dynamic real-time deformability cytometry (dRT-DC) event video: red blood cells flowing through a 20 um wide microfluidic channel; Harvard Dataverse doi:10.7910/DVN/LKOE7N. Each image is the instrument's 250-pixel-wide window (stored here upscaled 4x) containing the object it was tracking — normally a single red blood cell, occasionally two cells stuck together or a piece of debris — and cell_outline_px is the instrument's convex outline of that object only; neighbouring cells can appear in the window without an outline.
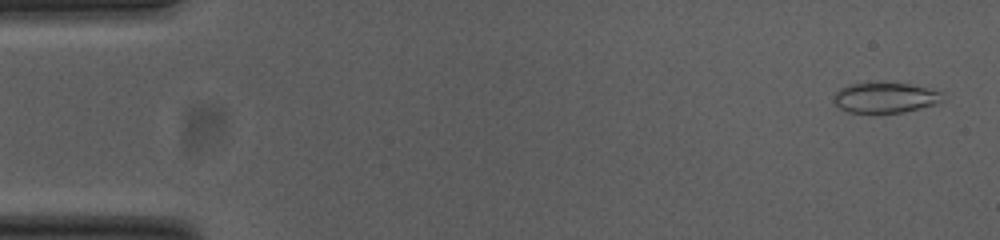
{"species": "common noctule bat (a hibernating species)", "species_latin": "Nyctalus noctula", "temperature_condition": "cold", "stored_images_in_passage": 53, "camera_frame_rate_fps": 3000, "um_per_image_px": 0.085, "animal": {"sex": "female", "body_mass_g": 23.0, "forearm_length_mm": 53.4}, "frame": {"image": 1, "passage_image": 2, "time_ms": 0.333, "image_size_px": [1000, 240], "cell_outline_px": [[944, 100], [940, 104], [904, 112], [876, 116], [848, 112], [840, 108], [832, 100], [836, 92], [840, 88], [848, 84], [908, 84], [940, 92]], "centroid_in_image_um": [75.21, 8.38], "position_along_channel_um": 9.8, "area_um2": 19.65}}
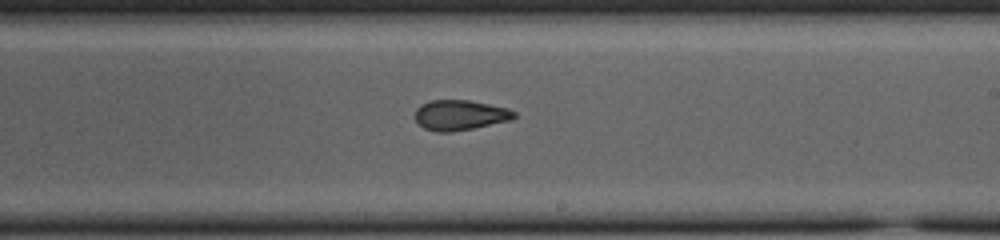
{"frame": {"image": 2, "passage_image": 31, "time_ms": 10.0, "image_size_px": [1000, 240], "cell_outline_px": [[516, 116], [512, 120], [452, 132], [436, 132], [424, 128], [416, 120], [416, 108], [420, 104], [432, 100], [468, 100], [508, 108], [516, 112]], "centroid_in_image_um": [39.11, 9.78], "position_along_channel_um": 249.9, "area_um2": 17.4}}
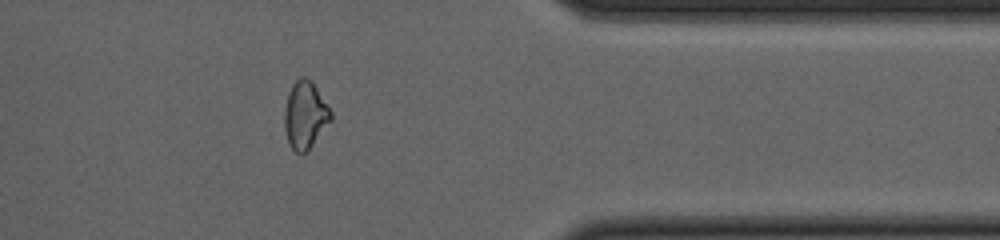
{"frame": {"image": 3, "passage_image": 43, "time_ms": 14.0, "image_size_px": [1000, 240], "cell_outline_px": [[332, 120], [308, 152], [296, 152], [288, 144], [284, 128], [284, 108], [288, 92], [292, 84], [300, 76], [308, 76], [312, 80], [328, 104], [332, 112]], "centroid_in_image_um": [25.95, 9.76], "position_along_channel_um": 385.5, "area_um2": 18.79}, "authors_computed_cell_mechanics": {"area_um2": 18.7272, "velocity_mm_per_s": 3.81, "shape_relaxation_time_tau1_ms": null, "shape_relaxation_time_tau2_ms": 2.1938, "deformation_change_tau1": null, "deformation_change_tau2": 0.0895}}